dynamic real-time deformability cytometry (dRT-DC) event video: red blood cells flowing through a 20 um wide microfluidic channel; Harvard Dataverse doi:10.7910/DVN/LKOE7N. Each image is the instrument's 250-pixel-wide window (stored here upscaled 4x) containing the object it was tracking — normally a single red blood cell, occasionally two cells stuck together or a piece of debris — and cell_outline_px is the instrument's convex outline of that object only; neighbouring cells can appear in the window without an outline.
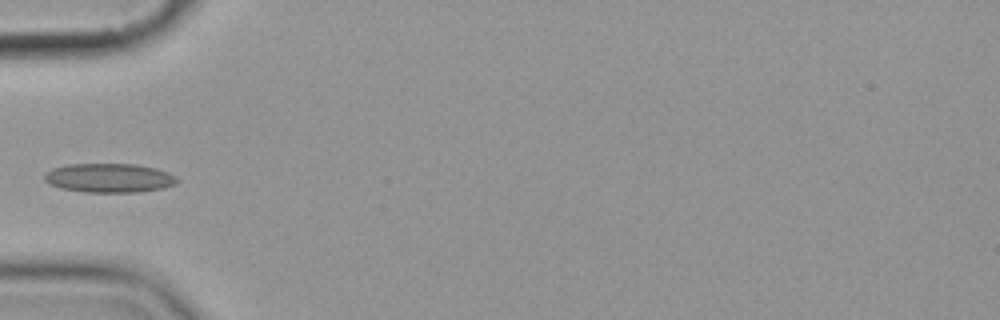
{"species": "common noctule bat (a hibernating species)", "species_latin": "Nyctalus noctula", "temperature_condition": "cold", "stored_images_in_passage": 1, "camera_frame_rate_fps": 3000, "um_per_image_px": 0.085, "animal": {"sex": "female", "body_mass_g": 19.9}, "frame": {"image": 1, "passage_image": 1, "time_ms": 0.0, "image_size_px": [1000, 320], "cell_outline_px": [[180, 180], [176, 184], [164, 188], [140, 192], [84, 192], [60, 188], [48, 184], [44, 180], [44, 176], [52, 168], [68, 164], [136, 164], [156, 168], [168, 172], [176, 176]], "centroid_in_image_um": [9.31, 15.13], "position_along_channel_um": 75.7, "area_um2": 22.72}}